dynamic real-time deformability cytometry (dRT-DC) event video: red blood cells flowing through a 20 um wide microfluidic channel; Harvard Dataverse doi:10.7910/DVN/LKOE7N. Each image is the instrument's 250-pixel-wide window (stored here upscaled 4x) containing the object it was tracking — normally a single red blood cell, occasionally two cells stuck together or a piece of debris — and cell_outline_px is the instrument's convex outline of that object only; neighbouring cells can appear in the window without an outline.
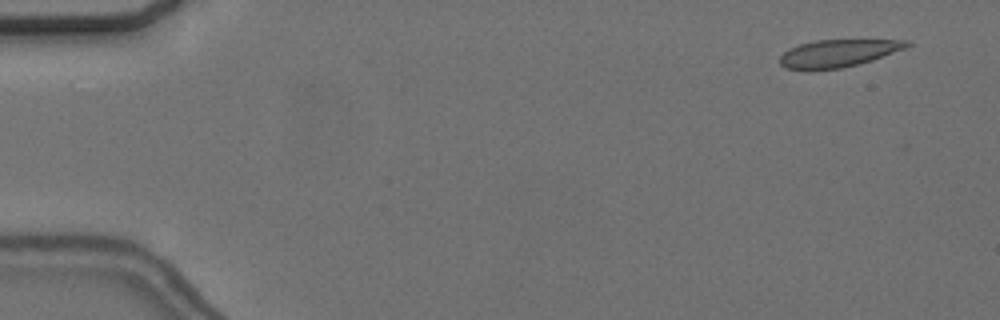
{"species": "common noctule bat (a hibernating species)", "species_latin": "Nyctalus noctula", "temperature_condition": "cold", "stored_images_in_passage": 56, "camera_frame_rate_fps": 3000, "um_per_image_px": 0.085, "animal": {"sex": "female", "body_mass_g": 24.6, "forearm_length_mm": 56.2}, "frame": {"image": 1, "passage_image": 4, "time_ms": 1.0, "image_size_px": [1000, 320], "cell_outline_px": [[912, 44], [904, 48], [872, 60], [840, 68], [808, 72], [788, 68], [780, 64], [780, 56], [788, 48], [800, 44], [816, 40], [908, 40]], "centroid_in_image_um": [71.17, 4.55], "position_along_channel_um": 13.8, "area_um2": 20.4}}
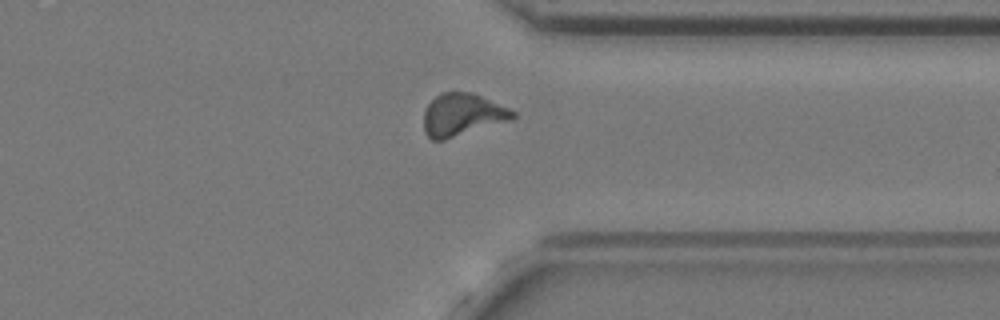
{"frame": {"image": 2, "passage_image": 44, "time_ms": 14.333, "image_size_px": [1000, 320], "cell_outline_px": [[516, 116], [512, 120], [444, 140], [432, 140], [424, 132], [424, 112], [428, 104], [436, 96], [444, 92], [472, 92], [508, 108], [516, 112]], "centroid_in_image_um": [39.3, 9.76], "position_along_channel_um": 372.1, "area_um2": 21.96}}
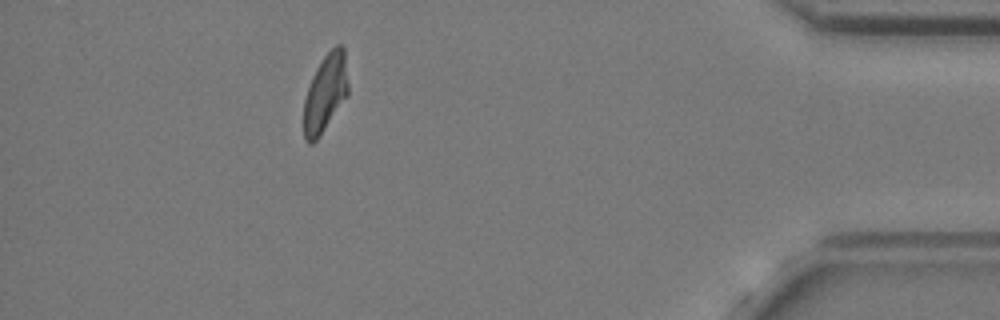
{"frame": {"image": 3, "passage_image": 51, "time_ms": 16.667, "image_size_px": [1000, 320], "cell_outline_px": [[348, 96], [320, 136], [312, 144], [308, 144], [304, 140], [304, 100], [312, 76], [316, 68], [324, 56], [336, 44], [340, 44], [344, 48], [348, 84]], "centroid_in_image_um": [27.66, 7.94], "position_along_channel_um": 407.5, "area_um2": 20.23}, "authors_computed_cell_mechanics": {"area_um2": 21.0681, "velocity_mm_per_s": 3.6373, "shape_relaxation_time_tau1_ms": null, "shape_relaxation_time_tau2_ms": 3.0842, "deformation_change_tau1": null, "deformation_change_tau2": 0.0884}}